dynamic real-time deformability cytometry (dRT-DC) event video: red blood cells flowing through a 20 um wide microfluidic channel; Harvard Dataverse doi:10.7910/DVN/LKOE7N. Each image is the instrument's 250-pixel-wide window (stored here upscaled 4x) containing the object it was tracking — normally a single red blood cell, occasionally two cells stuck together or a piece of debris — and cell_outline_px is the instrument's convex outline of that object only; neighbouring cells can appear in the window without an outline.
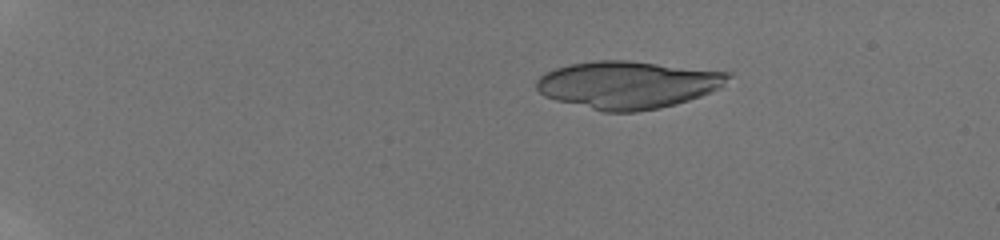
{"species": "human", "species_latin": "Homo sapiens", "temperature_condition": "room temperature", "stored_images_in_passage": 34, "camera_frame_rate_fps": 3000, "um_per_image_px": 0.085, "donor": {"sex": "male"}, "frame": {"image": 1, "passage_image": 7, "time_ms": 3.333, "image_size_px": [1000, 240], "cell_outline_px": [[732, 76], [720, 88], [712, 92], [676, 104], [660, 108], [636, 112], [604, 112], [556, 100], [544, 96], [536, 88], [536, 80], [544, 72], [556, 68], [572, 64], [592, 60], [628, 60], [732, 72]], "centroid_in_image_um": [53.38, 7.2], "position_along_channel_um": 31.6, "area_um2": 53.35}}
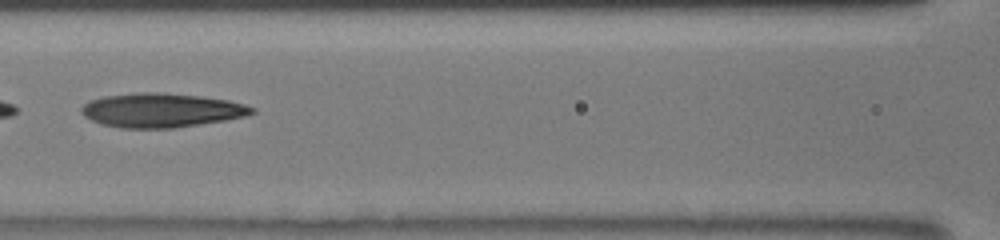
{"frame": {"image": 2, "passage_image": 18, "time_ms": 9.333, "image_size_px": [1000, 240], "cell_outline_px": [[256, 112], [244, 116], [224, 120], [200, 124], [172, 128], [120, 128], [100, 124], [84, 116], [80, 112], [80, 108], [88, 100], [104, 96], [132, 92], [160, 92], [200, 96], [228, 100], [244, 104], [256, 108]], "centroid_in_image_um": [13.67, 9.36], "position_along_channel_um": 152.9, "area_um2": 34.1}}
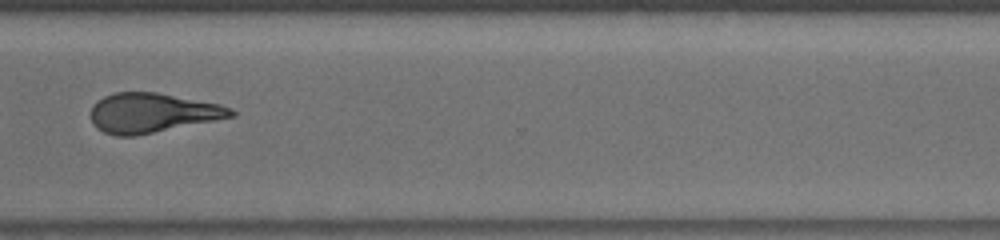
{"frame": {"image": 3, "passage_image": 29, "time_ms": 14.333, "image_size_px": [1000, 240], "cell_outline_px": [[236, 116], [136, 136], [116, 136], [104, 132], [96, 128], [92, 124], [92, 104], [96, 100], [112, 92], [156, 92], [220, 104], [232, 108], [236, 112]], "centroid_in_image_um": [12.93, 9.59], "position_along_channel_um": 357.7, "area_um2": 32.48}, "authors_computed_cell_mechanics": {"area_um2": 33.8708, "velocity_mm_per_s": 4.0933, "shape_relaxation_time_tau1_ms": 5.1703, "shape_relaxation_time_tau2_ms": 3.0067, "deformation_change_tau1": 0.1842, "deformation_change_tau2": 0.1442}}